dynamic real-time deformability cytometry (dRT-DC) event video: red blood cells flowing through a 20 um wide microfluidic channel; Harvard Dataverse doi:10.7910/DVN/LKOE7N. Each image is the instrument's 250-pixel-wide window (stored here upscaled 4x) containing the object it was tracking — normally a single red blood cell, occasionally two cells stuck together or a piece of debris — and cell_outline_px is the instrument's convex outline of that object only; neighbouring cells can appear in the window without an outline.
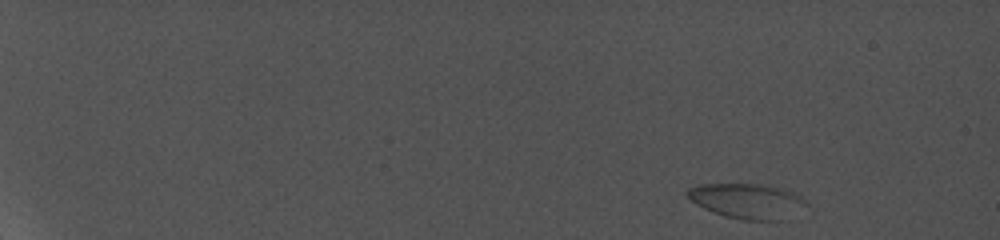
{"species": "common noctule bat (a hibernating species)", "species_latin": "Nyctalus noctula", "temperature_condition": "cold", "stored_images_in_passage": 9, "camera_frame_rate_fps": 5000, "um_per_image_px": 0.085, "animal": {"sex": "female", "body_mass_g": 19.0, "forearm_length_mm": 56.7}, "frame": {"image": 1, "passage_image": 1, "time_ms": 0.0, "image_size_px": [1000, 240], "cell_outline_px": [[808, 204], [788, 220], [744, 220], [724, 216], [704, 208], [696, 204], [684, 192], [688, 188], [700, 184], [756, 184], [780, 188], [796, 192], [808, 200]], "centroid_in_image_um": [63.57, 17.09], "position_along_channel_um": 21.4, "area_um2": 24.51}}
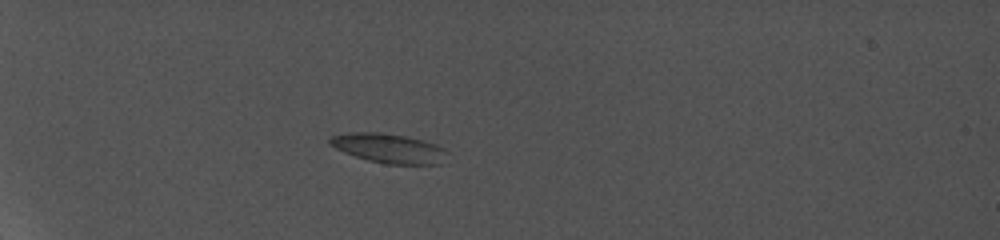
{"frame": {"image": 2, "passage_image": 6, "time_ms": 4.8, "image_size_px": [1000, 240], "cell_outline_px": [[448, 152], [440, 164], [388, 164], [368, 160], [344, 152], [328, 144], [328, 140], [332, 136], [348, 132], [380, 132], [408, 136], [436, 144], [444, 148]], "centroid_in_image_um": [33.04, 12.59], "position_along_channel_um": 52.0, "area_um2": 20.11}}
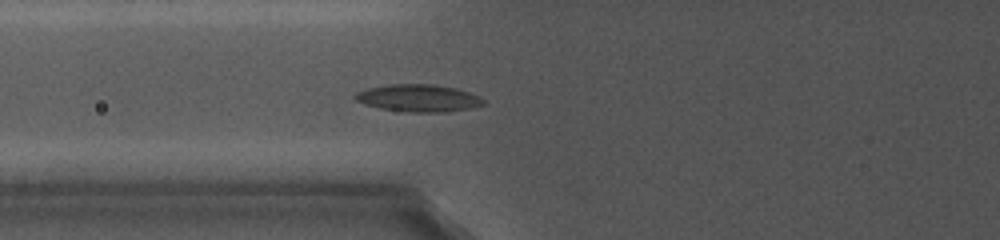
{"frame": {"image": 3, "passage_image": 9, "time_ms": 7.4, "image_size_px": [1000, 240], "cell_outline_px": [[484, 104], [472, 108], [444, 112], [408, 112], [380, 108], [364, 104], [356, 100], [352, 96], [356, 92], [368, 88], [388, 84], [432, 84], [456, 88], [480, 96], [484, 100]], "centroid_in_image_um": [35.56, 8.33], "position_along_channel_um": 90.2, "area_um2": 20.46}}